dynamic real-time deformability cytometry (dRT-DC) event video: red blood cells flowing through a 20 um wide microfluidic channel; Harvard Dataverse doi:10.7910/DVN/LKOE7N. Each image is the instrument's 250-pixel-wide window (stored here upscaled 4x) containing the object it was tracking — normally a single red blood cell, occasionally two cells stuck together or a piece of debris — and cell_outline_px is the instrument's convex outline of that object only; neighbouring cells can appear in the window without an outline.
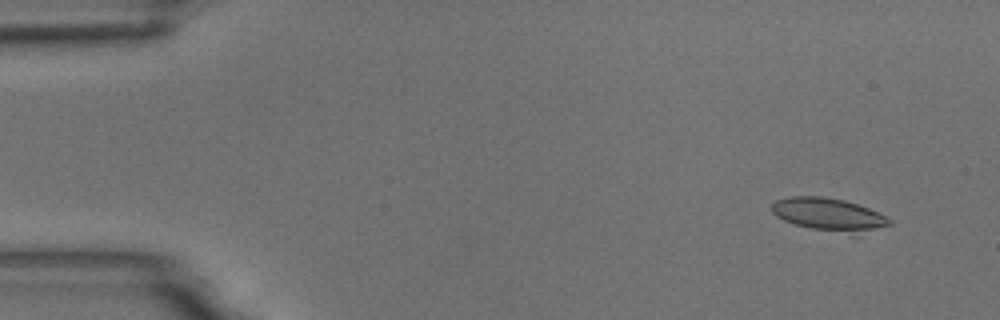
{"species": "common noctule bat (a hibernating species)", "species_latin": "Nyctalus noctula", "temperature_condition": "room temperature", "stored_images_in_passage": 5, "camera_frame_rate_fps": 3000, "um_per_image_px": 0.085, "animal": {"sex": "male", "body_mass_g": 18.8}, "frame": {"image": 1, "passage_image": 1, "time_ms": 0.0, "image_size_px": [1000, 320], "cell_outline_px": [[892, 224], [860, 236], [852, 236], [812, 228], [796, 224], [784, 220], [776, 216], [772, 212], [772, 204], [776, 200], [792, 196], [820, 196], [844, 200], [868, 208], [888, 216], [892, 220]], "centroid_in_image_um": [70.55, 18.27], "position_along_channel_um": 14.5, "area_um2": 23.0}}
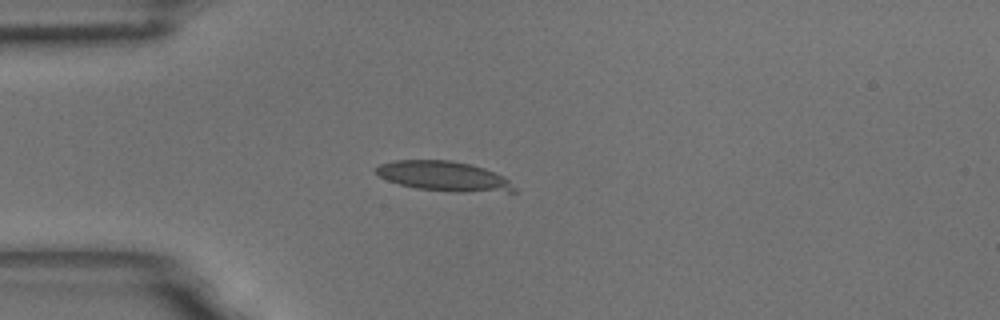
{"frame": {"image": 2, "passage_image": 4, "time_ms": 1.0, "image_size_px": [1000, 320], "cell_outline_px": [[516, 192], [456, 192], [416, 188], [400, 184], [388, 180], [380, 176], [376, 172], [376, 168], [380, 164], [396, 160], [448, 160], [468, 164], [484, 168], [504, 176], [516, 188]], "centroid_in_image_um": [37.77, 14.98], "position_along_channel_um": 47.2, "area_um2": 23.87}}